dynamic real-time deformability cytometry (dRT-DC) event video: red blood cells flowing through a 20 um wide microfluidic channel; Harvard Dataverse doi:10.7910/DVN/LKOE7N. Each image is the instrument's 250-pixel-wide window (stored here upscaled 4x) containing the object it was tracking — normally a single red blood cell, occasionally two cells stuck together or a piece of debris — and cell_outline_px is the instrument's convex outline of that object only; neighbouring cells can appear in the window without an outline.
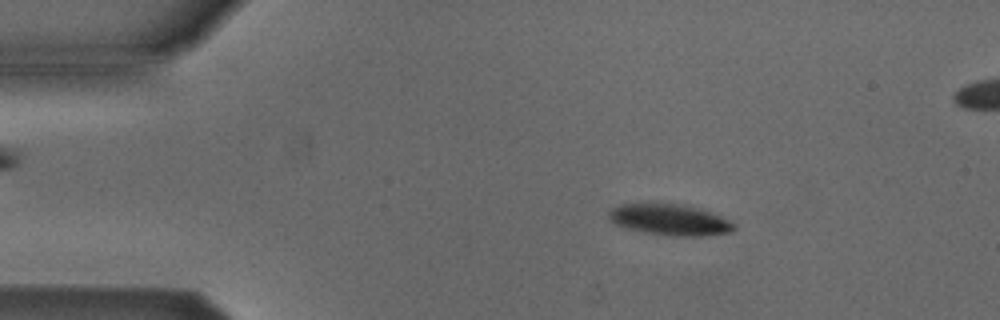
{"species": "Egyptian fruit bat (a non-hibernating species)", "species_latin": "Rousettus aegyptiacus", "temperature_condition": "cold", "stored_images_in_passage": 37, "camera_frame_rate_fps": 3000, "um_per_image_px": 0.085, "animal": {"sex": "male"}, "frame": {"image": 1, "passage_image": 8, "time_ms": 2.333, "image_size_px": [1000, 320], "cell_outline_px": [[736, 228], [732, 232], [700, 236], [672, 236], [644, 232], [628, 228], [616, 224], [608, 220], [608, 212], [612, 208], [620, 204], [676, 204], [696, 208], [708, 212], [732, 224]], "centroid_in_image_um": [56.84, 18.69], "position_along_channel_um": 28.2, "area_um2": 22.02}}
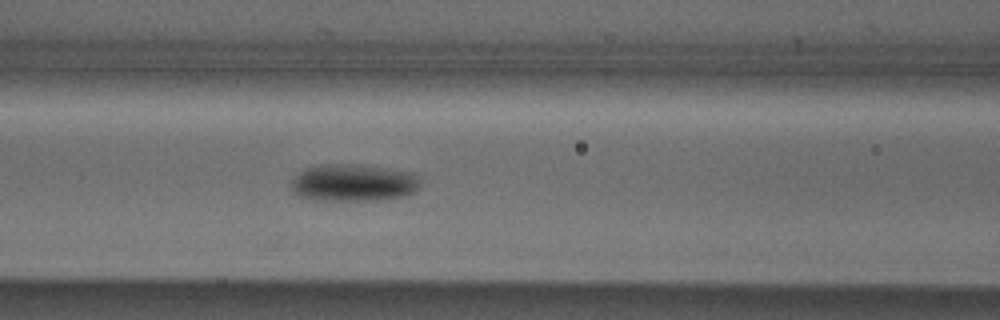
{"frame": {"image": 2, "passage_image": 21, "time_ms": 6.667, "image_size_px": [1000, 320], "cell_outline_px": [[420, 184], [412, 192], [400, 196], [380, 200], [312, 200], [300, 196], [292, 192], [292, 180], [300, 172], [308, 168], [320, 164], [356, 164], [388, 168], [404, 172], [416, 176]], "centroid_in_image_um": [29.97, 15.54], "position_along_channel_um": 136.6, "area_um2": 27.57}}
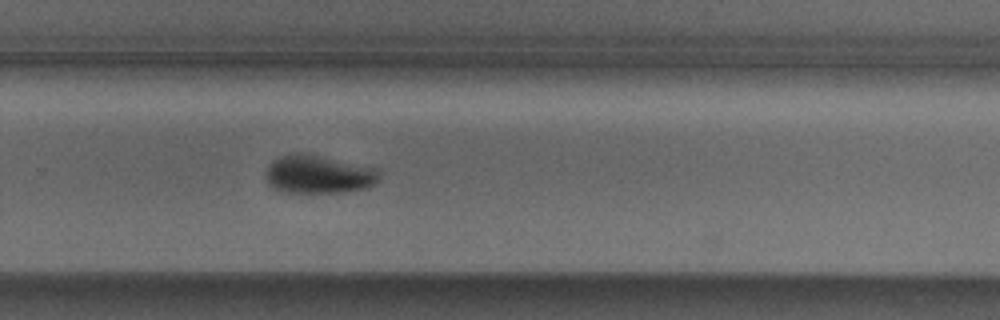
{"frame": {"image": 3, "passage_image": 34, "time_ms": 11.0, "image_size_px": [1000, 320], "cell_outline_px": [[380, 176], [368, 188], [340, 192], [284, 192], [272, 188], [268, 184], [268, 164], [272, 160], [288, 152], [300, 152], [380, 168]], "centroid_in_image_um": [27.07, 14.8], "position_along_channel_um": 302.7, "area_um2": 25.37}}